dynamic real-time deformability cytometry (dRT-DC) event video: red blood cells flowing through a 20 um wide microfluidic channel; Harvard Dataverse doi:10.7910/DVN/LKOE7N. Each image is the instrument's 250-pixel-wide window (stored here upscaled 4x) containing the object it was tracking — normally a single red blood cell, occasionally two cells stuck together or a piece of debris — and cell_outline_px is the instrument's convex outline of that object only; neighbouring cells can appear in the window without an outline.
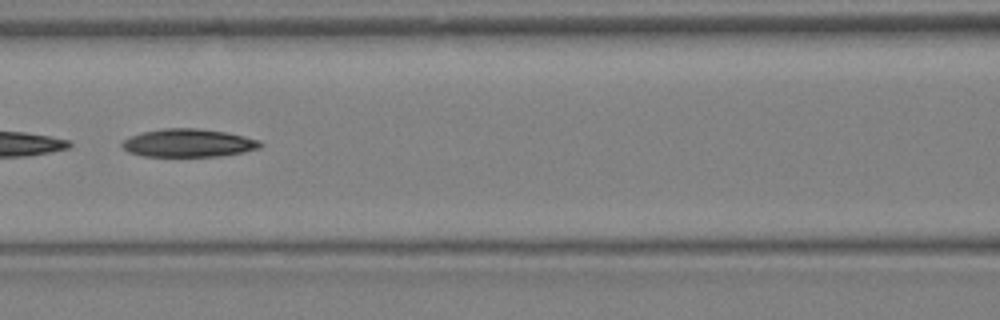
{"species": "Egyptian fruit bat (a non-hibernating species)", "species_latin": "Rousettus aegyptiacus", "temperature_condition": "warm", "stored_images_in_passage": 31, "camera_frame_rate_fps": 3000, "um_per_image_px": 0.085, "animal": {"sex": "female"}, "frame": {"image": 1, "passage_image": 14, "time_ms": 4.333, "image_size_px": [1000, 320], "cell_outline_px": [[264, 144], [260, 148], [244, 152], [216, 156], [144, 156], [128, 152], [120, 144], [124, 140], [132, 136], [144, 132], [164, 128], [200, 128], [224, 132], [244, 136], [260, 140]], "centroid_in_image_um": [16.05, 12.15], "position_along_channel_um": 150.6, "area_um2": 22.48}}
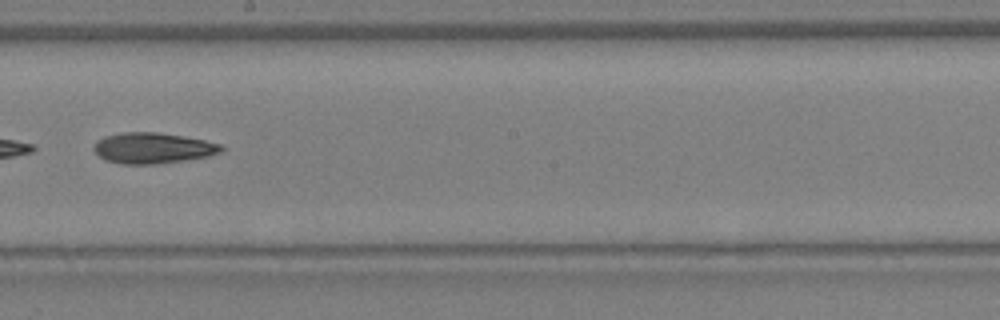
{"frame": {"image": 2, "passage_image": 18, "time_ms": 5.667, "image_size_px": [1000, 320], "cell_outline_px": [[224, 148], [220, 152], [208, 156], [184, 160], [152, 164], [124, 164], [104, 160], [92, 148], [96, 140], [104, 136], [124, 132], [156, 132], [184, 136], [204, 140], [220, 144]], "centroid_in_image_um": [12.95, 12.58], "position_along_channel_um": 235.2, "area_um2": 22.77}}
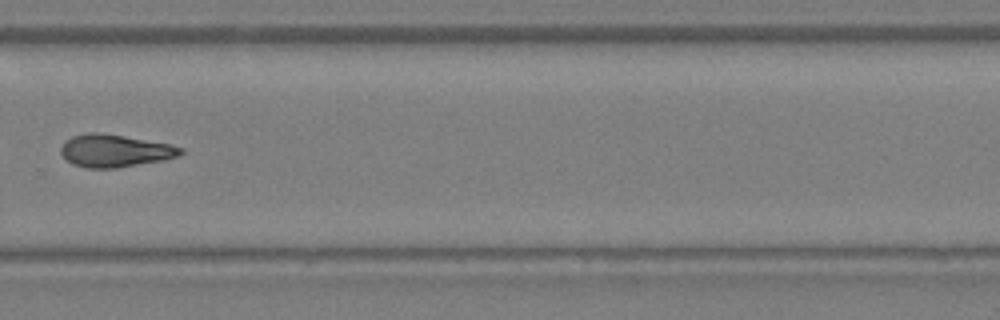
{"frame": {"image": 3, "passage_image": 22, "time_ms": 7.0, "image_size_px": [1000, 320], "cell_outline_px": [[184, 152], [180, 156], [164, 160], [116, 168], [88, 168], [72, 164], [60, 152], [60, 148], [64, 140], [72, 136], [88, 132], [96, 132], [124, 136], [168, 144], [184, 148]], "centroid_in_image_um": [9.76, 12.81], "position_along_channel_um": 320.0, "area_um2": 22.72}}